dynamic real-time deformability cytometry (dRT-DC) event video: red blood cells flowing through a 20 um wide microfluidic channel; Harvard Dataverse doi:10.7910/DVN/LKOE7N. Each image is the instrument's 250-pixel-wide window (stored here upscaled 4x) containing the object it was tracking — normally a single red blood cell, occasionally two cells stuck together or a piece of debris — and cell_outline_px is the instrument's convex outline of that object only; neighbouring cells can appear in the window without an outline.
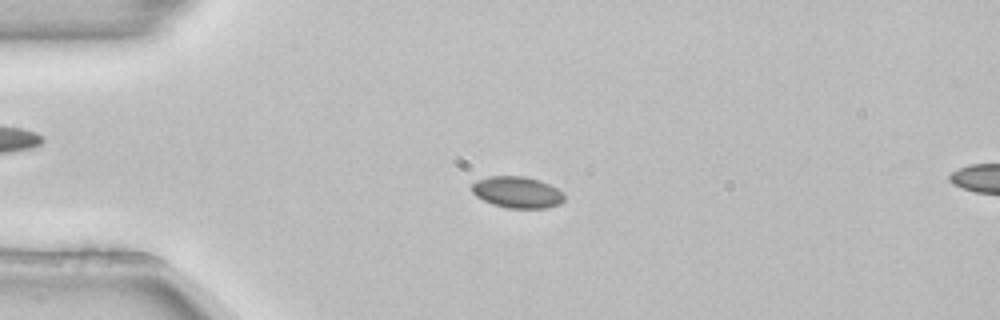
{"species": "common noctule bat (a hibernating species)", "species_latin": "Nyctalus noctula", "temperature_condition": "room temperature", "stored_images_in_passage": 5, "camera_frame_rate_fps": 3000, "um_per_image_px": 0.085, "animal": {"sex": "female", "body_mass_g": 22.7, "forearm_length_mm": 54.2}, "frame": {"image": 1, "passage_image": 3, "time_ms": 0.667, "image_size_px": [1000, 320], "cell_outline_px": [[564, 200], [560, 204], [548, 208], [508, 208], [492, 204], [476, 196], [472, 192], [472, 184], [476, 180], [488, 176], [524, 176], [540, 180], [564, 192]], "centroid_in_image_um": [43.97, 16.34], "position_along_channel_um": 41.0, "area_um2": 17.05}}